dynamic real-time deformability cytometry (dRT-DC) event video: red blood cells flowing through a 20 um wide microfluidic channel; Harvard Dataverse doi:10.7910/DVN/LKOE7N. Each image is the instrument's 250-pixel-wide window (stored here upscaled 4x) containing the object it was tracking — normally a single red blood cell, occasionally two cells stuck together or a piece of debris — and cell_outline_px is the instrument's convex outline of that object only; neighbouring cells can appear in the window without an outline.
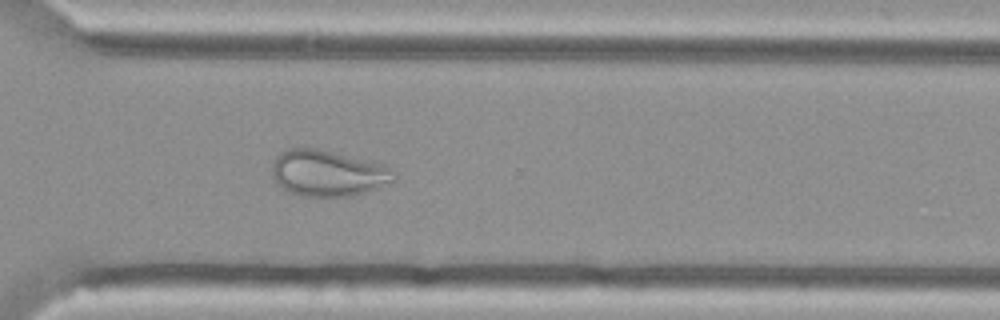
{"species": "Egyptian fruit bat (a non-hibernating species)", "species_latin": "Rousettus aegyptiacus", "temperature_condition": "cold", "stored_images_in_passage": 55, "camera_frame_rate_fps": 3000, "um_per_image_px": 0.085, "animal": {"sex": "female"}, "frame": {"image": 1, "passage_image": 40, "time_ms": 13.0, "image_size_px": [1000, 320], "cell_outline_px": [[396, 180], [376, 188], [364, 192], [348, 196], [300, 196], [288, 192], [276, 184], [272, 176], [272, 164], [276, 156], [288, 148], [316, 148], [384, 164], [392, 168], [396, 176]], "centroid_in_image_um": [27.84, 14.72], "position_along_channel_um": 342.8, "area_um2": 32.83}}
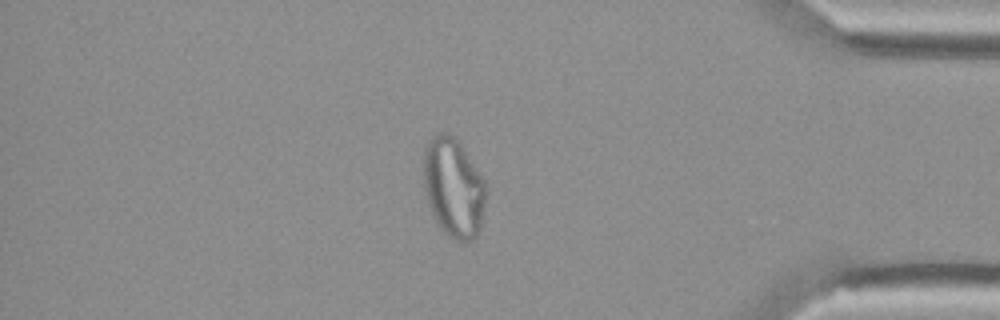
{"frame": {"image": 2, "passage_image": 47, "time_ms": 15.333, "image_size_px": [1000, 320], "cell_outline_px": [[488, 184], [480, 228], [476, 236], [472, 240], [456, 240], [448, 236], [444, 232], [436, 220], [428, 204], [424, 188], [424, 152], [432, 136], [440, 132], [448, 132], [456, 136]], "centroid_in_image_um": [38.57, 15.91], "position_along_channel_um": 396.6, "area_um2": 36.3}}